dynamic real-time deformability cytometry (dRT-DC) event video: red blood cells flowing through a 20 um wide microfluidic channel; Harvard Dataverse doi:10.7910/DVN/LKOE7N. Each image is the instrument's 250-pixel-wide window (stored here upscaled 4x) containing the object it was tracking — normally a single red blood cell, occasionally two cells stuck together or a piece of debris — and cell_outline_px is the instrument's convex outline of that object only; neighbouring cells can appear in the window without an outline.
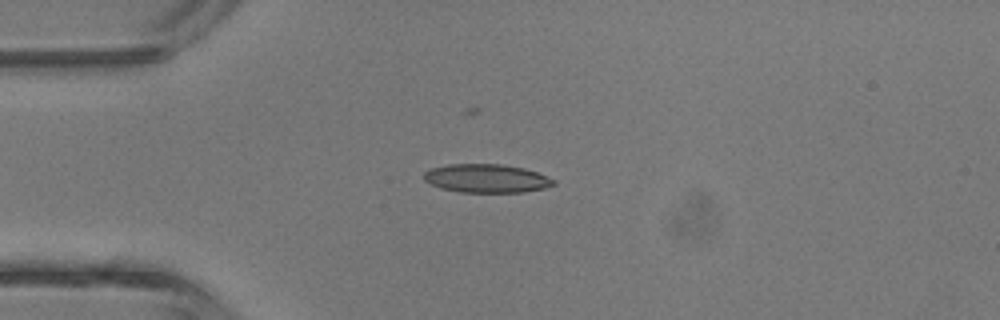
{"species": "common noctule bat (a hibernating species)", "species_latin": "Nyctalus noctula", "temperature_condition": "room temperature", "stored_images_in_passage": 3, "camera_frame_rate_fps": 3000, "um_per_image_px": 0.085, "animal": {"sex": "male", "body_mass_g": 13.3}, "frame": {"image": 1, "passage_image": 2, "time_ms": 2.0, "image_size_px": [1000, 320], "cell_outline_px": [[556, 184], [544, 188], [524, 192], [460, 192], [440, 188], [424, 180], [424, 172], [428, 168], [448, 164], [500, 164], [524, 168], [536, 172], [556, 180]], "centroid_in_image_um": [41.34, 15.16], "position_along_channel_um": 43.7, "area_um2": 21.62}}